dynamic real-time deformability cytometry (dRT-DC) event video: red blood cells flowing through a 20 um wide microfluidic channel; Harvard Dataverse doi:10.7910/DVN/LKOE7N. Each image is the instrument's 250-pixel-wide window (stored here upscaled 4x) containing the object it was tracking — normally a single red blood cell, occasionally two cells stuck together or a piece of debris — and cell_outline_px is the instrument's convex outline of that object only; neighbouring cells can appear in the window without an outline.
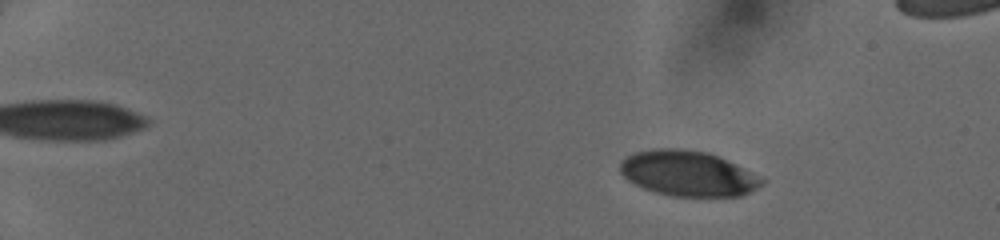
{"species": "human", "species_latin": "Homo sapiens", "temperature_condition": "cold", "stored_images_in_passage": 44, "camera_frame_rate_fps": 3000, "um_per_image_px": 0.085, "donor": {"sex": "female"}, "frame": {"image": 1, "passage_image": 8, "time_ms": 2.333, "image_size_px": [1000, 240], "cell_outline_px": [[768, 180], [764, 184], [740, 196], [672, 196], [656, 192], [644, 188], [628, 180], [620, 172], [620, 160], [624, 156], [632, 152], [652, 148], [684, 148], [708, 152], [736, 164]], "centroid_in_image_um": [58.46, 14.72], "position_along_channel_um": 26.5, "area_um2": 37.74}}
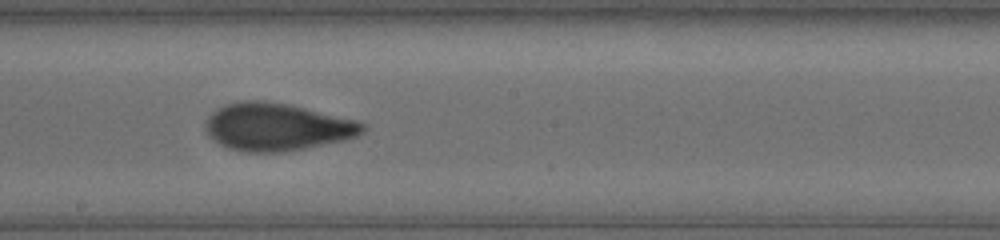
{"frame": {"image": 2, "passage_image": 25, "time_ms": 10.0, "image_size_px": [1000, 240], "cell_outline_px": [[368, 128], [364, 132], [356, 136], [344, 140], [284, 152], [244, 152], [228, 148], [220, 144], [208, 136], [204, 128], [204, 124], [208, 116], [212, 112], [224, 104], [244, 100], [260, 100], [288, 104], [356, 120], [368, 124]], "centroid_in_image_um": [23.52, 10.79], "position_along_channel_um": 224.7, "area_um2": 43.75}}
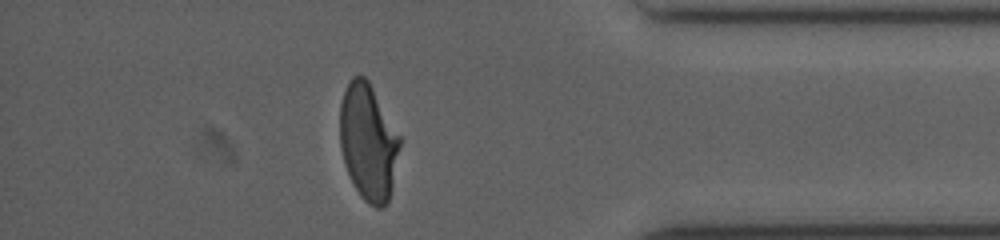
{"frame": {"image": 3, "passage_image": 39, "time_ms": 14.667, "image_size_px": [1000, 240], "cell_outline_px": [[400, 148], [388, 204], [380, 208], [376, 208], [368, 204], [360, 196], [348, 172], [340, 148], [340, 104], [344, 92], [352, 76], [364, 76], [368, 80], [400, 136]], "centroid_in_image_um": [31.3, 12.09], "position_along_channel_um": 403.9, "area_um2": 40.34}}